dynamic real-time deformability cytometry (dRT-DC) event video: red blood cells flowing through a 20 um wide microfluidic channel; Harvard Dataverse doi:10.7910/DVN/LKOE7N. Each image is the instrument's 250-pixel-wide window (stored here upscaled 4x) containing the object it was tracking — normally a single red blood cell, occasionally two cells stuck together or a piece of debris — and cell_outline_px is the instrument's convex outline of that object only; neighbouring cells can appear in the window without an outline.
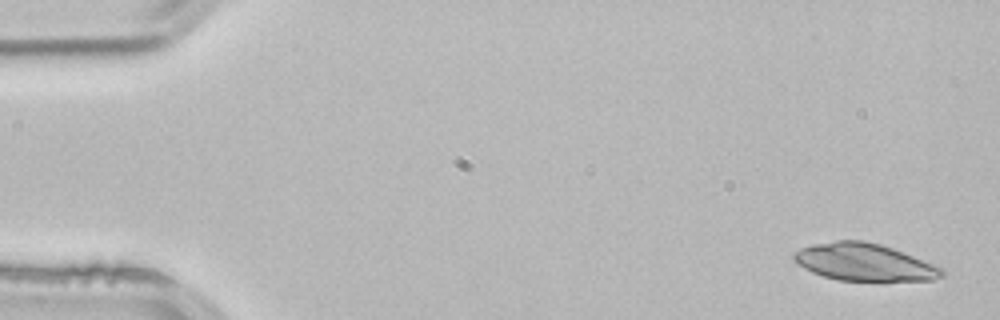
{"species": "common noctule bat (a hibernating species)", "species_latin": "Nyctalus noctula", "temperature_condition": "room temperature", "stored_images_in_passage": 3, "camera_frame_rate_fps": 3000, "um_per_image_px": 0.085, "animal": {"sex": "male", "body_mass_g": 21.5, "forearm_length_mm": 52.0}, "frame": {"image": 1, "passage_image": 1, "time_ms": 0.0, "image_size_px": [1000, 320], "cell_outline_px": [[944, 276], [932, 280], [840, 280], [824, 276], [812, 272], [804, 268], [792, 256], [792, 252], [800, 248], [816, 244], [836, 240], [864, 240], [880, 244], [904, 252], [944, 268]], "centroid_in_image_um": [73.48, 22.27], "position_along_channel_um": 11.5, "area_um2": 31.91}}